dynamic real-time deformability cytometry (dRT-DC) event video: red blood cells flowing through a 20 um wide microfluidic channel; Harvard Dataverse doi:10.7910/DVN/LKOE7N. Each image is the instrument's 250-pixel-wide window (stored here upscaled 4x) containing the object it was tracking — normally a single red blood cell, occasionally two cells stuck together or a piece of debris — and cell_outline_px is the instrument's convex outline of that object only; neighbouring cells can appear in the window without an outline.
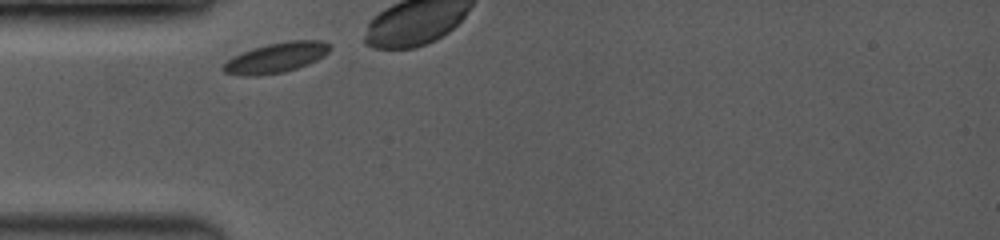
{"species": "common noctule bat (a hibernating species)", "species_latin": "Nyctalus noctula", "temperature_condition": "room temperature", "stored_images_in_passage": 33, "camera_frame_rate_fps": 3500, "um_per_image_px": 0.085, "animal": {"sex": "female", "body_mass_g": 19.0, "forearm_length_mm": 53.3}, "frame": {"image": 1, "passage_image": 1, "time_ms": 0.0, "image_size_px": [1000, 240], "cell_outline_px": [[332, 48], [324, 56], [308, 64], [284, 72], [256, 76], [244, 76], [224, 72], [220, 68], [232, 56], [252, 48], [268, 44], [288, 40], [320, 40], [328, 44]], "centroid_in_image_um": [23.46, 4.9], "position_along_channel_um": 61.5, "area_um2": 18.73}, "authors_computed_cell_mechanics": {"area_um2": 18.3804, "velocity_mm_per_s": 3.8154, "shape_relaxation_time_tau1_ms": null, "shape_relaxation_time_tau2_ms": 10.4185, "deformation_change_tau1": null, "deformation_change_tau2": 0.0609}}